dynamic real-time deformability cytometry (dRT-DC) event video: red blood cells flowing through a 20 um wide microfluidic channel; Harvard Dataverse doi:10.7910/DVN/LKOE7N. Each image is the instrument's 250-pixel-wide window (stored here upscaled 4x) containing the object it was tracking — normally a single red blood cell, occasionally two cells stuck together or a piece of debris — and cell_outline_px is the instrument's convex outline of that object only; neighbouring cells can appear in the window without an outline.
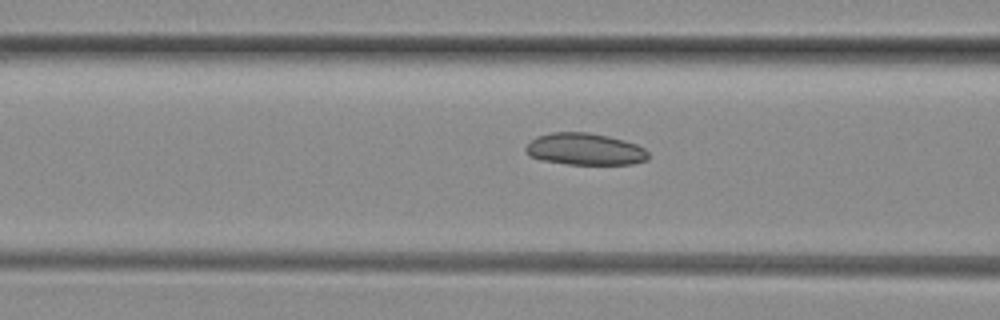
{"species": "common noctule bat (a hibernating species)", "species_latin": "Nyctalus noctula", "temperature_condition": "room temperature", "stored_images_in_passage": 28, "camera_frame_rate_fps": 3000, "um_per_image_px": 0.085, "animal": {"sex": "female", "body_mass_g": 29.2, "forearm_length_mm": 56.3}, "frame": {"image": 1, "passage_image": 7, "time_ms": 2.0, "image_size_px": [1000, 320], "cell_outline_px": [[648, 160], [632, 164], [568, 164], [540, 160], [528, 156], [524, 148], [536, 136], [552, 132], [588, 132], [608, 136], [624, 140], [636, 144], [644, 148], [648, 152]], "centroid_in_image_um": [49.7, 12.68], "position_along_channel_um": 116.9, "area_um2": 22.89}}
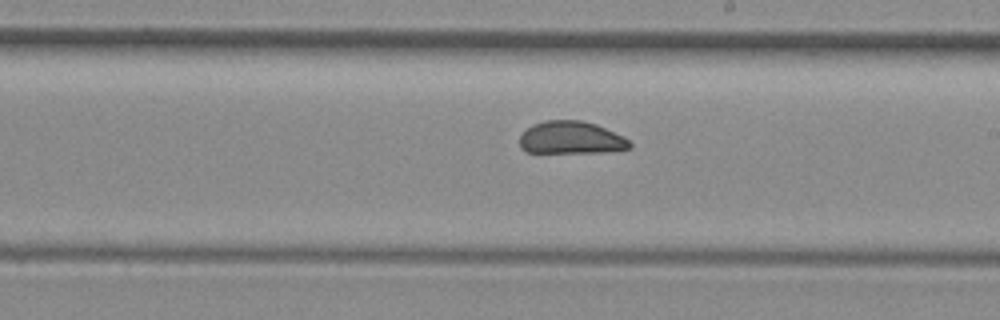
{"frame": {"image": 2, "passage_image": 16, "time_ms": 5.0, "image_size_px": [1000, 320], "cell_outline_px": [[632, 148], [604, 152], [524, 152], [520, 148], [520, 136], [532, 124], [548, 120], [584, 120], [596, 124], [624, 136], [632, 144]], "centroid_in_image_um": [48.55, 11.71], "position_along_channel_um": 240.4, "area_um2": 20.98}}
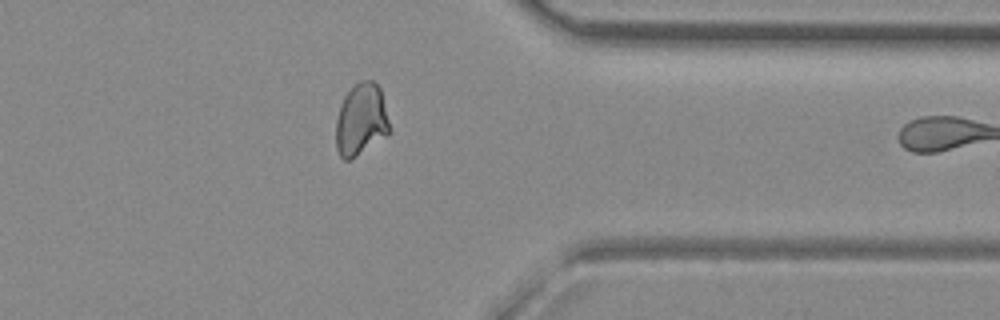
{"frame": {"image": 3, "passage_image": 27, "time_ms": 8.667, "image_size_px": [1000, 320], "cell_outline_px": [[388, 136], [348, 160], [344, 160], [340, 156], [336, 148], [336, 120], [344, 96], [360, 80], [372, 80], [380, 88], [388, 120]], "centroid_in_image_um": [30.68, 10.19], "position_along_channel_um": 380.7, "area_um2": 22.14}}